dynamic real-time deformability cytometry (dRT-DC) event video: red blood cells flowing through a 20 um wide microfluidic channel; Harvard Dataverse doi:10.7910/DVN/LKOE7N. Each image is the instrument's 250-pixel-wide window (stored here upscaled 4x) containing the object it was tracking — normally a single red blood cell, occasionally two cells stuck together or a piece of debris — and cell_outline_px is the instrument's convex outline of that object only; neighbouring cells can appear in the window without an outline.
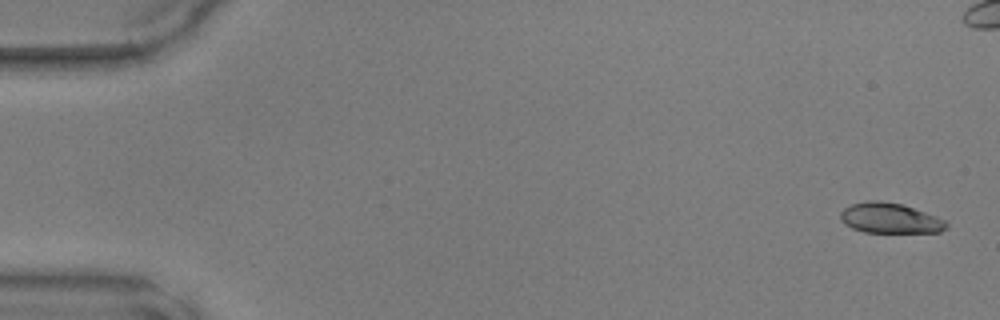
{"species": "common noctule bat (a hibernating species)", "species_latin": "Nyctalus noctula", "temperature_condition": "warm", "stored_images_in_passage": 49, "camera_frame_rate_fps": 3000, "um_per_image_px": 0.085, "animal": {"sex": "male", "body_mass_g": 17.9, "forearm_length_mm": 54.2}, "frame": {"image": 1, "passage_image": 1, "time_ms": 0.0, "image_size_px": [1000, 320], "cell_outline_px": [[948, 228], [940, 232], [864, 232], [852, 228], [844, 224], [840, 220], [840, 212], [844, 208], [852, 204], [868, 200], [880, 200], [900, 204], [948, 220]], "centroid_in_image_um": [75.65, 18.55], "position_along_channel_um": 9.4, "area_um2": 18.73}}
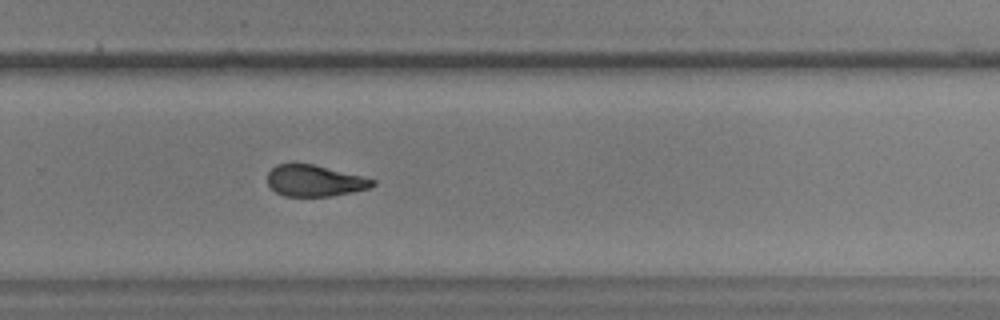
{"frame": {"image": 2, "passage_image": 32, "time_ms": 10.333, "image_size_px": [1000, 320], "cell_outline_px": [[376, 184], [368, 188], [352, 192], [332, 196], [284, 196], [276, 192], [268, 184], [268, 172], [276, 164], [312, 164], [376, 180]], "centroid_in_image_um": [26.73, 15.37], "position_along_channel_um": 303.1, "area_um2": 18.9}}
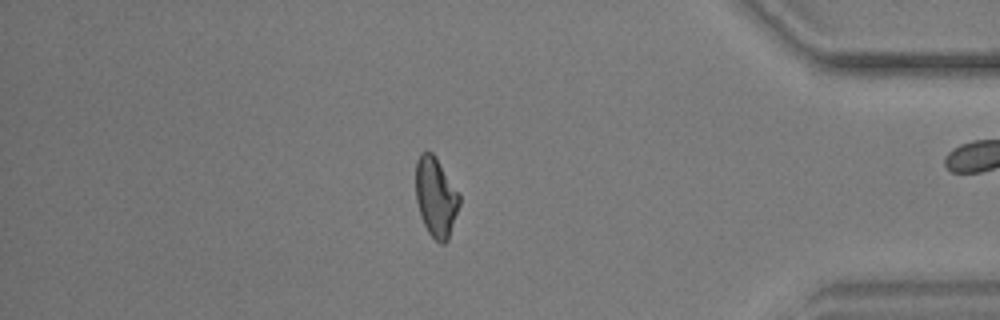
{"frame": {"image": 3, "passage_image": 41, "time_ms": 13.333, "image_size_px": [1000, 320], "cell_outline_px": [[460, 204], [448, 240], [444, 244], [440, 244], [428, 232], [424, 224], [416, 200], [416, 160], [420, 152], [432, 152], [436, 156], [460, 196]], "centroid_in_image_um": [37.04, 16.74], "position_along_channel_um": 398.2, "area_um2": 20.11}}